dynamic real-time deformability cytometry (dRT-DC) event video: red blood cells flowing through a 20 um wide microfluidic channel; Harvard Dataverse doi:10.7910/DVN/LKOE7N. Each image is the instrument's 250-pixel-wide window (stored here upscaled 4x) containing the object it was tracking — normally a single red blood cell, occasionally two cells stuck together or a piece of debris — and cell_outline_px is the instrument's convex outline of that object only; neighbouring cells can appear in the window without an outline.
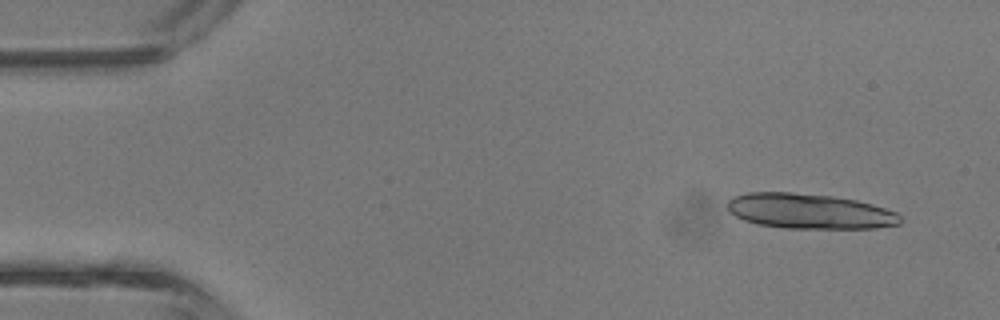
{"species": "common noctule bat (a hibernating species)", "species_latin": "Nyctalus noctula", "temperature_condition": "room temperature", "stored_images_in_passage": 41, "segment_of_instrument_passage": [1, 2], "camera_frame_rate_fps": 3000, "um_per_image_px": 0.085, "animal": {"sex": "male", "body_mass_g": 13.3}, "frame": {"image": 1, "passage_image": 3, "time_ms": 0.667, "image_size_px": [1000, 320], "cell_outline_px": [[904, 220], [900, 224], [876, 228], [784, 228], [756, 224], [744, 220], [736, 216], [728, 208], [728, 200], [732, 196], [748, 192], [792, 192], [832, 196], [856, 200], [872, 204], [896, 212]], "centroid_in_image_um": [68.82, 17.95], "position_along_channel_um": 16.2, "area_um2": 35.49}}